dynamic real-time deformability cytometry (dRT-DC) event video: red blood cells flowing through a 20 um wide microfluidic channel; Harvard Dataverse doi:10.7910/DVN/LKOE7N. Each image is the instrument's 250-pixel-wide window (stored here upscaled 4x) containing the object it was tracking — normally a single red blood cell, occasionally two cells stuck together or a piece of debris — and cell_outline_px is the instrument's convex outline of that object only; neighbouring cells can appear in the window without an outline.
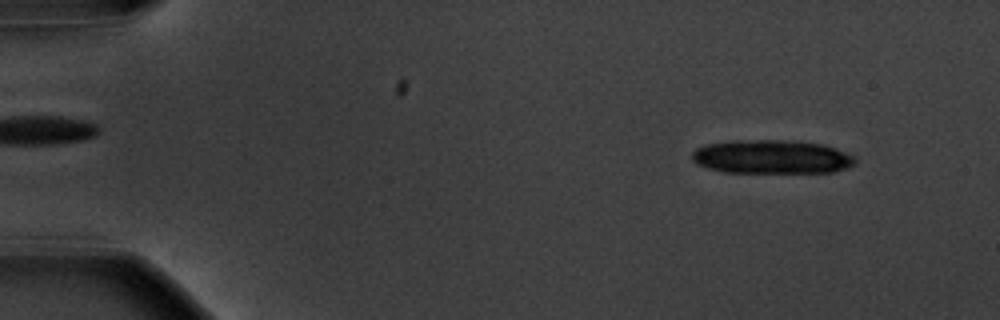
{"species": "common noctule bat (a hibernating species)", "species_latin": "Nyctalus noctula", "temperature_condition": "warm", "stored_images_in_passage": 32, "camera_frame_rate_fps": 3000, "um_per_image_px": 0.085, "animal": {"sex": "male", "body_mass_g": 20.1, "forearm_length_mm": 53.5}, "frame": {"image": 1, "passage_image": 5, "time_ms": 1.333, "image_size_px": [1000, 320], "cell_outline_px": [[856, 164], [848, 168], [832, 172], [724, 172], [708, 168], [696, 164], [692, 160], [692, 152], [696, 148], [704, 144], [728, 140], [792, 140], [824, 144], [836, 148], [856, 156]], "centroid_in_image_um": [65.6, 13.32], "position_along_channel_um": 19.4, "area_um2": 32.6}}
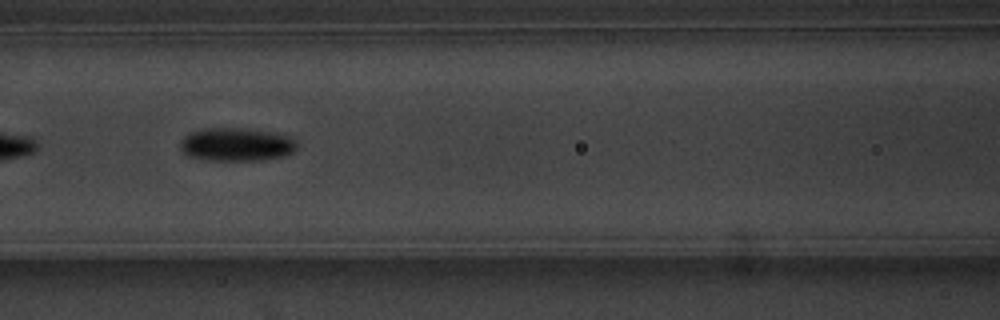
{"frame": {"image": 2, "passage_image": 25, "time_ms": 8.0, "image_size_px": [1000, 320], "cell_outline_px": [[296, 148], [292, 152], [284, 156], [256, 160], [204, 160], [184, 156], [180, 148], [180, 140], [184, 136], [192, 132], [204, 128], [236, 128], [276, 132], [292, 136], [296, 140]], "centroid_in_image_um": [20.07, 12.28], "position_along_channel_um": 146.5, "area_um2": 22.89}}